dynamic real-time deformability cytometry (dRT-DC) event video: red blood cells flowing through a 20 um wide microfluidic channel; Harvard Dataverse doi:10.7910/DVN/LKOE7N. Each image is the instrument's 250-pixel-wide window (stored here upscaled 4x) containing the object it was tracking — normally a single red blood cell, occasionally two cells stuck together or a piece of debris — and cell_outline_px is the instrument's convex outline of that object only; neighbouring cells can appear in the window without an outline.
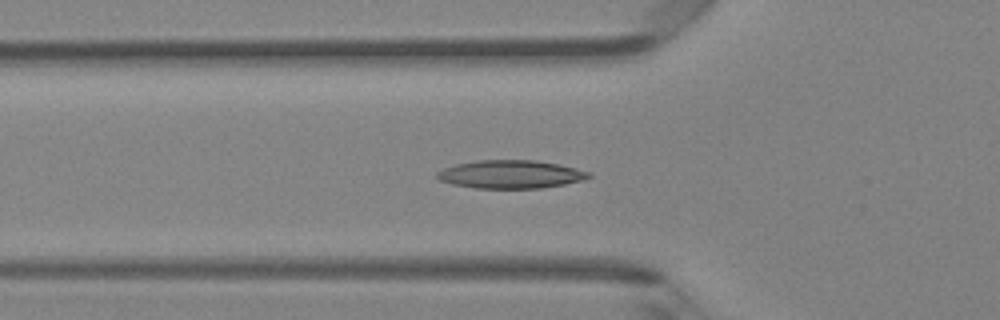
{"species": "Egyptian fruit bat (a non-hibernating species)", "species_latin": "Rousettus aegyptiacus", "temperature_condition": "room temperature", "stored_images_in_passage": 35, "camera_frame_rate_fps": 3000, "um_per_image_px": 0.085, "animal": {"sex": "female"}, "frame": {"image": 1, "passage_image": 3, "time_ms": 0.667, "image_size_px": [1000, 320], "cell_outline_px": [[592, 176], [584, 180], [544, 188], [476, 188], [452, 184], [440, 180], [436, 176], [436, 172], [444, 168], [456, 164], [476, 160], [536, 160], [560, 164], [576, 168], [588, 172]], "centroid_in_image_um": [43.41, 14.81], "position_along_channel_um": 82.4, "area_um2": 24.97}}
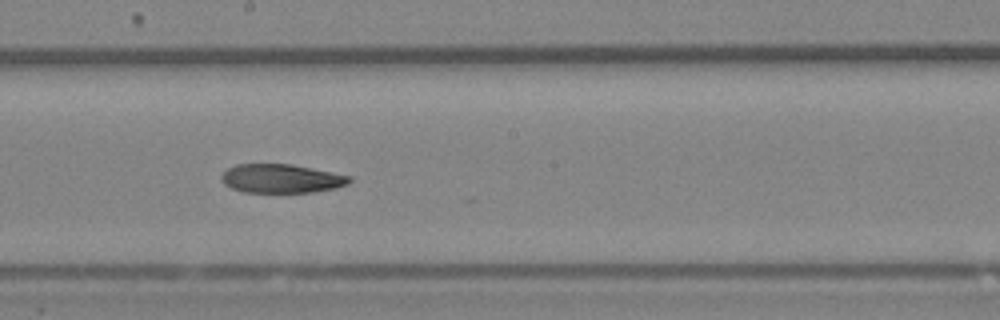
{"frame": {"image": 2, "passage_image": 13, "time_ms": 4.0, "image_size_px": [1000, 320], "cell_outline_px": [[352, 180], [348, 184], [336, 188], [312, 192], [244, 192], [232, 188], [224, 184], [220, 176], [228, 168], [236, 164], [292, 164], [352, 176]], "centroid_in_image_um": [23.93, 15.17], "position_along_channel_um": 224.3, "area_um2": 21.5}}
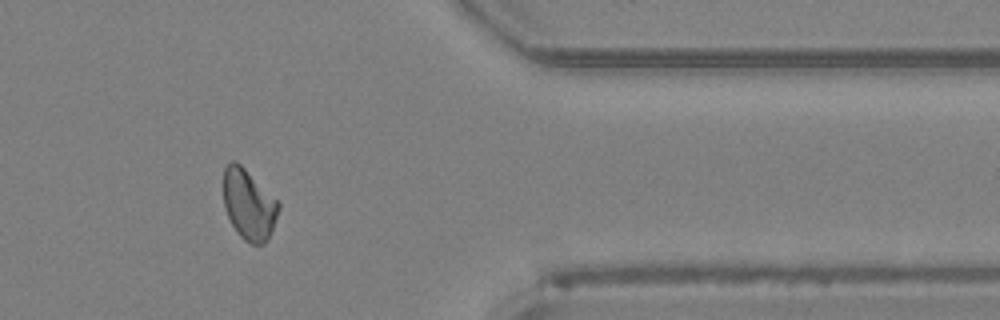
{"frame": {"image": 3, "passage_image": 26, "time_ms": 8.333, "image_size_px": [1000, 320], "cell_outline_px": [[280, 208], [268, 240], [264, 244], [252, 244], [244, 240], [236, 232], [224, 208], [224, 168], [232, 160], [236, 160], [280, 204]], "centroid_in_image_um": [21.13, 17.41], "position_along_channel_um": 390.3, "area_um2": 22.31}}